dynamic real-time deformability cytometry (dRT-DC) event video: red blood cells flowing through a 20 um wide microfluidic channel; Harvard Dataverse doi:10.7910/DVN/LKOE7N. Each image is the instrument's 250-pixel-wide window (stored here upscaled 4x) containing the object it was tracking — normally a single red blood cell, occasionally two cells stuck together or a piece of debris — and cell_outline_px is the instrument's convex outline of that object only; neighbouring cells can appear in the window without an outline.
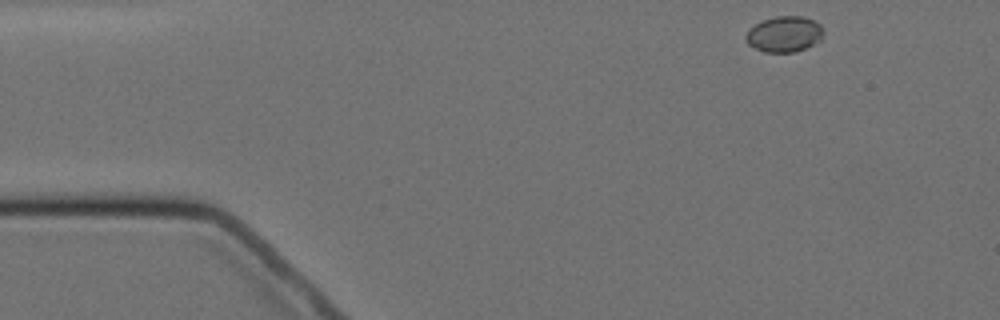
{"species": "Egyptian fruit bat (a non-hibernating species)", "species_latin": "Rousettus aegyptiacus", "temperature_condition": "cold", "stored_images_in_passage": 3, "camera_frame_rate_fps": 3000, "um_per_image_px": 0.085, "animal": {"sex": "female"}, "frame": {"image": 1, "passage_image": 1, "time_ms": 0.0, "image_size_px": [1000, 320], "cell_outline_px": [[824, 32], [820, 40], [816, 44], [796, 52], [764, 52], [748, 44], [744, 36], [756, 24], [764, 20], [776, 16], [800, 16], [812, 20], [820, 24], [824, 28]], "centroid_in_image_um": [66.71, 2.91], "position_along_channel_um": 18.3, "area_um2": 16.13}}
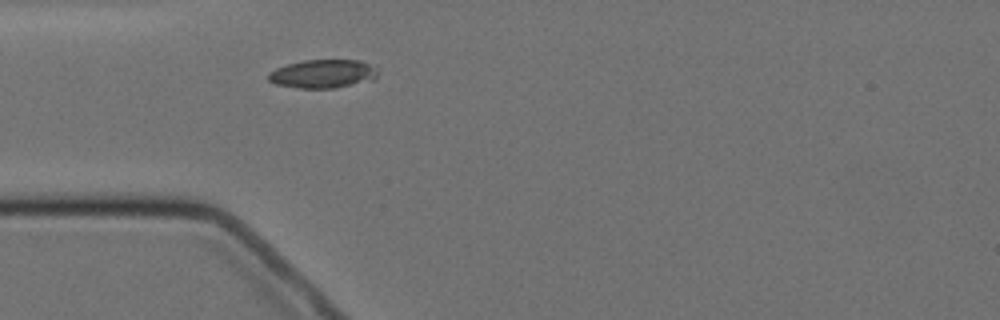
{"frame": {"image": 2, "passage_image": 3, "time_ms": 3.333, "image_size_px": [1000, 320], "cell_outline_px": [[376, 80], [336, 88], [300, 88], [276, 84], [268, 80], [268, 72], [276, 68], [288, 64], [304, 60], [360, 60], [368, 64], [376, 72]], "centroid_in_image_um": [27.43, 6.28], "position_along_channel_um": 57.6, "area_um2": 18.09}}